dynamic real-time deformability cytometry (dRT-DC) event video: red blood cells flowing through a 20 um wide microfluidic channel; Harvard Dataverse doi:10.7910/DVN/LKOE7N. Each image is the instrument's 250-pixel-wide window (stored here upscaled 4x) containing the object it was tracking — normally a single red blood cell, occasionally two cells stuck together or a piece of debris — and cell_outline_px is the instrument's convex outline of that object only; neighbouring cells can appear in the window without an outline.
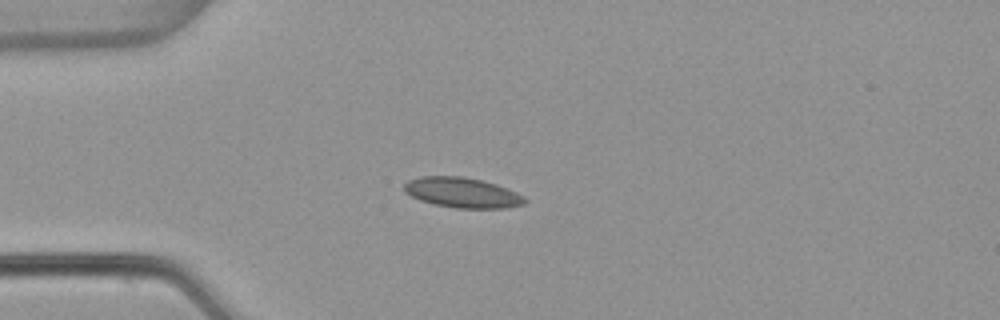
{"species": "common noctule bat (a hibernating species)", "species_latin": "Nyctalus noctula", "temperature_condition": "warm", "stored_images_in_passage": 40, "camera_frame_rate_fps": 3000, "um_per_image_px": 0.085, "animal": {"sex": "female", "body_mass_g": 22.7, "forearm_length_mm": 54.2}, "frame": {"image": 1, "passage_image": 1, "time_ms": 0.0, "image_size_px": [1000, 320], "cell_outline_px": [[528, 200], [524, 204], [504, 208], [456, 208], [436, 204], [420, 200], [404, 192], [404, 184], [408, 180], [420, 176], [460, 176], [480, 180], [496, 184], [516, 192], [524, 196]], "centroid_in_image_um": [39.29, 16.37], "position_along_channel_um": 45.7, "area_um2": 21.1}}
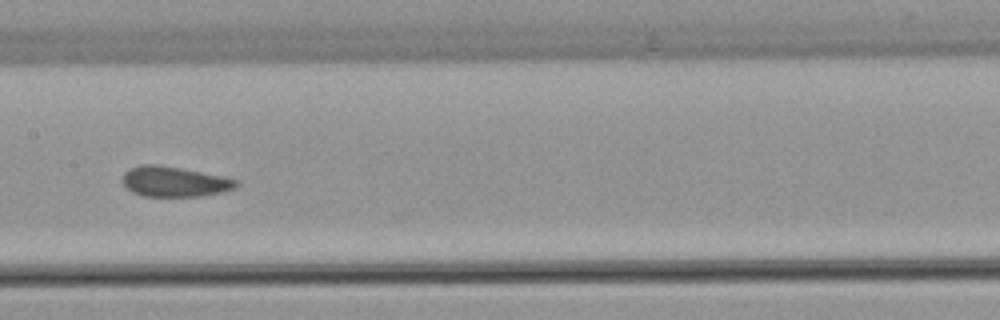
{"frame": {"image": 2, "passage_image": 14, "time_ms": 4.333, "image_size_px": [1000, 320], "cell_outline_px": [[240, 184], [236, 188], [220, 192], [200, 196], [144, 196], [132, 192], [124, 184], [124, 172], [128, 168], [140, 164], [160, 164], [220, 176], [236, 180]], "centroid_in_image_um": [14.8, 15.43], "position_along_channel_um": 192.6, "area_um2": 19.83}}
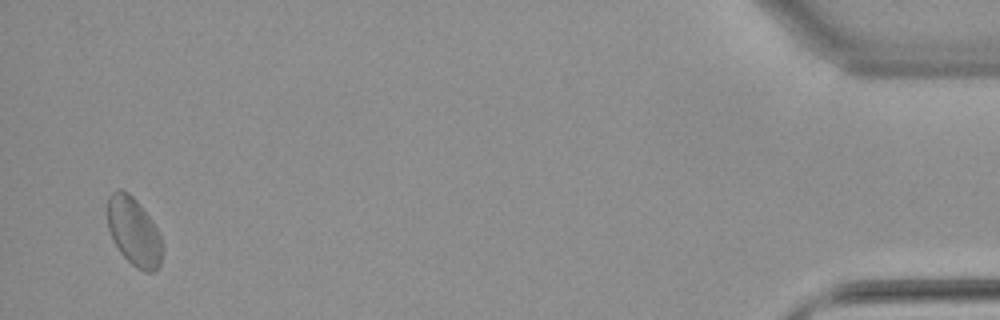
{"frame": {"image": 3, "passage_image": 39, "time_ms": 12.667, "image_size_px": [1000, 320], "cell_outline_px": [[160, 264], [152, 272], [144, 272], [136, 268], [120, 252], [108, 228], [108, 196], [112, 192], [120, 188], [128, 192], [136, 200], [148, 216], [156, 228], [160, 236]], "centroid_in_image_um": [11.35, 19.67], "position_along_channel_um": 423.9, "area_um2": 21.21}, "authors_computed_cell_mechanics": {"area_um2": 20.2878, "velocity_mm_per_s": 3.8033, "shape_relaxation_time_tau1_ms": 4.5892, "shape_relaxation_time_tau2_ms": 1.778, "deformation_change_tau1": 0.0739, "deformation_change_tau2": 0.0666}}